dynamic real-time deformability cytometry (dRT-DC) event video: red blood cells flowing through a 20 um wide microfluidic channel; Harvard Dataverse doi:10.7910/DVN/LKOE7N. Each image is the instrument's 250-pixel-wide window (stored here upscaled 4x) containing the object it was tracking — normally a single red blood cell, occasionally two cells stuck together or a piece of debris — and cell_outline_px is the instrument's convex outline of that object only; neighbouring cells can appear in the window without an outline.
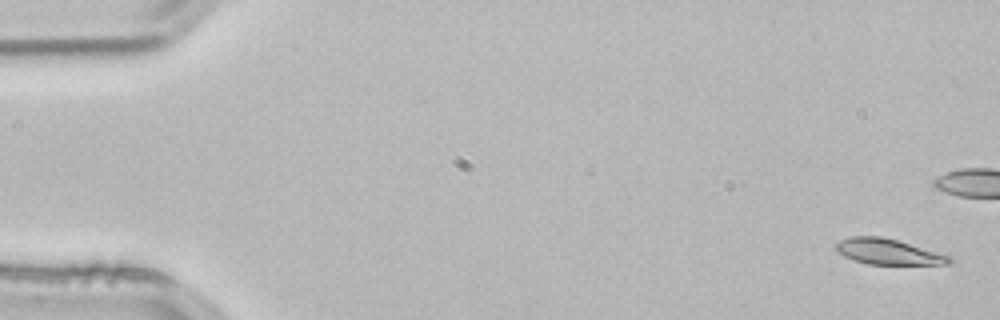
{"species": "common noctule bat (a hibernating species)", "species_latin": "Nyctalus noctula", "temperature_condition": "room temperature", "stored_images_in_passage": 4, "camera_frame_rate_fps": 3000, "um_per_image_px": 0.085, "animal": {"sex": "male", "body_mass_g": 21.5, "forearm_length_mm": 52.0}, "frame": {"image": 1, "passage_image": 1, "time_ms": 0.0, "image_size_px": [1000, 320], "cell_outline_px": [[952, 260], [948, 264], [868, 264], [844, 256], [836, 252], [836, 244], [840, 240], [852, 236], [880, 236], [896, 240], [952, 256]], "centroid_in_image_um": [75.48, 21.39], "position_along_channel_um": 9.5, "area_um2": 16.7}}
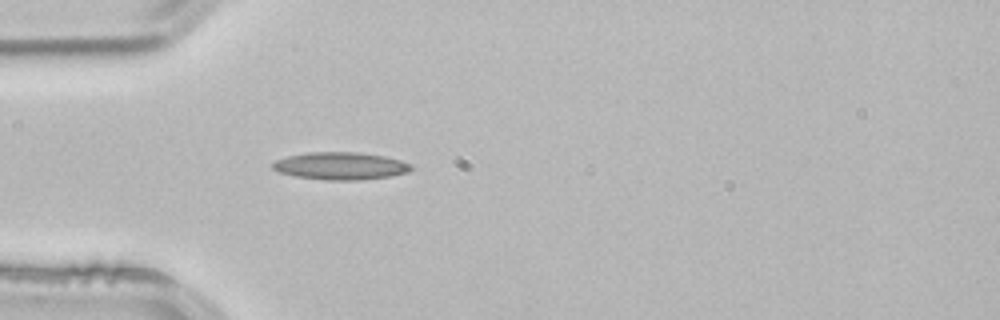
{"frame": {"image": 2, "passage_image": 4, "time_ms": 1.0, "image_size_px": [1000, 320], "cell_outline_px": [[412, 168], [408, 172], [388, 176], [360, 180], [328, 180], [296, 176], [280, 172], [272, 168], [272, 164], [276, 160], [288, 156], [308, 152], [360, 152], [384, 156], [400, 160], [412, 164]], "centroid_in_image_um": [28.96, 14.09], "position_along_channel_um": 56.0, "area_um2": 22.02}}